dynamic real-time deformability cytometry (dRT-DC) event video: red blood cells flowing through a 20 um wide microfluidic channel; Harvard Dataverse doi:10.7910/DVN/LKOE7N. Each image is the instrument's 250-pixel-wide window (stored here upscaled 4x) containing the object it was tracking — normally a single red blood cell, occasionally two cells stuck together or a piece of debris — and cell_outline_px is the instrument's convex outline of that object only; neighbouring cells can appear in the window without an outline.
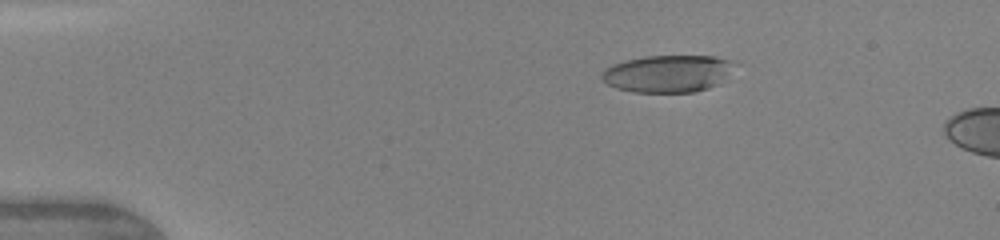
{"species": "human", "species_latin": "Homo sapiens", "temperature_condition": "warm", "stored_images_in_passage": 5, "camera_frame_rate_fps": 3000, "um_per_image_px": 0.085, "donor": {"sex": "female"}, "frame": {"image": 1, "passage_image": 3, "time_ms": 2.0, "image_size_px": [1000, 240], "cell_outline_px": [[740, 64], [720, 84], [708, 88], [692, 92], [632, 92], [616, 88], [608, 84], [600, 76], [604, 68], [612, 64], [624, 60], [644, 56], [716, 56], [732, 60]], "centroid_in_image_um": [56.82, 6.24], "position_along_channel_um": 28.2, "area_um2": 29.36}}